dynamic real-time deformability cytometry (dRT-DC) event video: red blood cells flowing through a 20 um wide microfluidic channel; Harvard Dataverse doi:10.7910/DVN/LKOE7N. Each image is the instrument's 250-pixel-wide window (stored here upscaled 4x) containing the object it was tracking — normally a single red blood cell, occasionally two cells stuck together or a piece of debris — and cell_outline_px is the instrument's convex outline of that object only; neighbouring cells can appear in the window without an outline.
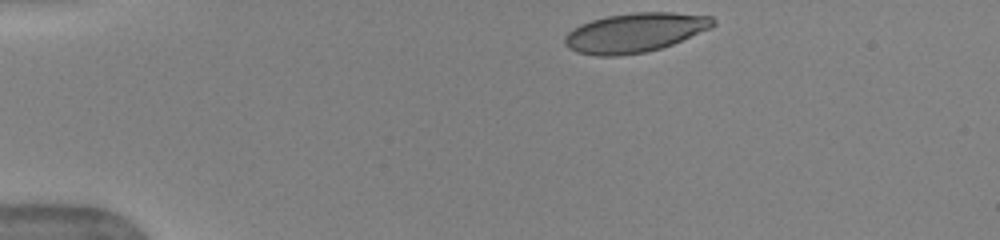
{"species": "human", "species_latin": "Homo sapiens", "temperature_condition": "warm", "stored_images_in_passage": 42, "camera_frame_rate_fps": 3000, "um_per_image_px": 0.085, "donor": {"sex": "female"}, "frame": {"image": 1, "passage_image": 1, "time_ms": 0.0, "image_size_px": [1000, 240], "cell_outline_px": [[716, 24], [712, 28], [672, 44], [660, 48], [644, 52], [616, 56], [596, 56], [576, 52], [568, 48], [564, 44], [564, 36], [572, 28], [580, 24], [592, 20], [608, 16], [632, 12], [672, 12], [712, 16], [716, 20]], "centroid_in_image_um": [53.96, 2.77], "position_along_channel_um": 31.0, "area_um2": 34.16}}
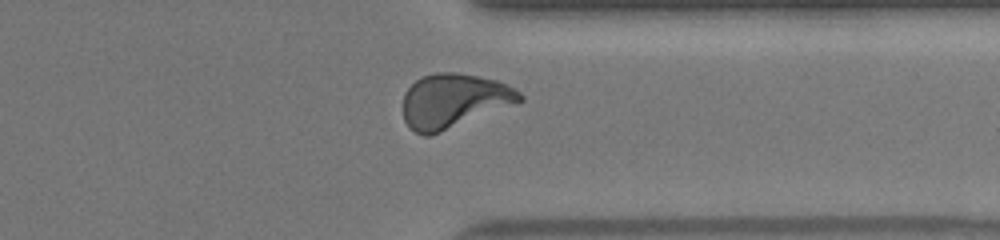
{"frame": {"image": 2, "passage_image": 32, "time_ms": 10.333, "image_size_px": [1000, 240], "cell_outline_px": [[524, 100], [516, 104], [440, 132], [428, 136], [424, 136], [416, 132], [404, 120], [404, 92], [416, 80], [424, 76], [436, 72], [456, 72], [496, 80], [520, 92], [524, 96]], "centroid_in_image_um": [38.58, 8.56], "position_along_channel_um": 372.8, "area_um2": 36.53}}
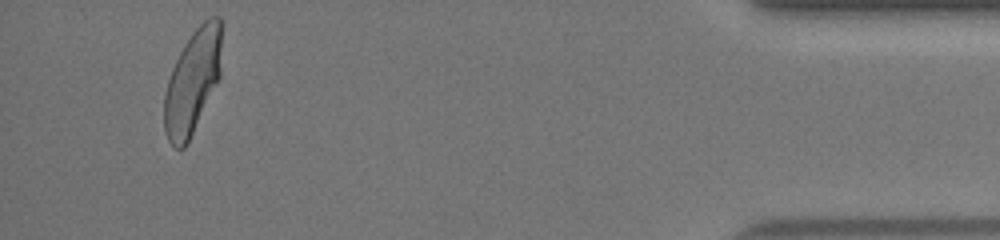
{"frame": {"image": 3, "passage_image": 40, "time_ms": 13.0, "image_size_px": [1000, 240], "cell_outline_px": [[224, 24], [220, 76], [184, 148], [176, 148], [168, 140], [164, 132], [164, 92], [172, 68], [184, 44], [192, 32], [208, 16], [220, 16], [224, 20]], "centroid_in_image_um": [16.4, 6.82], "position_along_channel_um": 418.8, "area_um2": 35.03}, "authors_computed_cell_mechanics": {"area_um2": 35.2002, "velocity_mm_per_s": 3.9659, "shape_relaxation_time_tau1_ms": 5.8798, "shape_relaxation_time_tau2_ms": null, "deformation_change_tau1": 0.2272, "deformation_change_tau2": null}}